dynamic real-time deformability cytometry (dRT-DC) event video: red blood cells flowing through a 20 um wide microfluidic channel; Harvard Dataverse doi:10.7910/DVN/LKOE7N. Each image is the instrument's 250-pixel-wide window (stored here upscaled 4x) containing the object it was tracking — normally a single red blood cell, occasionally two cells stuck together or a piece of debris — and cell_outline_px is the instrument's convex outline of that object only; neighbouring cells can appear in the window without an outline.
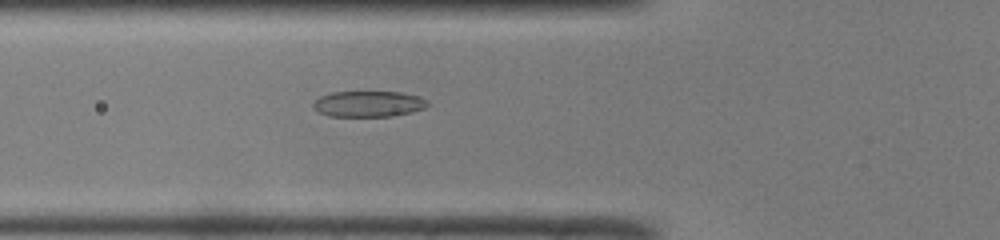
{"species": "common noctule bat (a hibernating species)", "species_latin": "Nyctalus noctula", "temperature_condition": "room temperature", "stored_images_in_passage": 36, "camera_frame_rate_fps": 3000, "um_per_image_px": 0.085, "animal": {"sex": "male", "body_mass_g": 19.0, "forearm_length_mm": 50.8}, "frame": {"image": 1, "passage_image": 5, "time_ms": 1.333, "image_size_px": [1000, 240], "cell_outline_px": [[428, 104], [424, 108], [412, 112], [392, 116], [328, 116], [312, 108], [312, 104], [320, 96], [332, 92], [400, 92], [420, 96], [428, 100]], "centroid_in_image_um": [31.32, 8.83], "position_along_channel_um": 94.5, "area_um2": 17.28}}
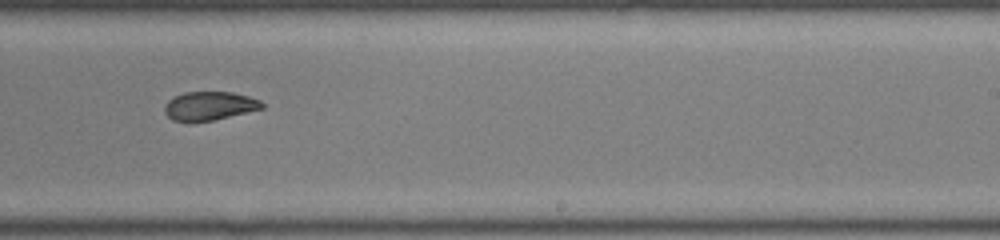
{"frame": {"image": 2, "passage_image": 18, "time_ms": 5.667, "image_size_px": [1000, 240], "cell_outline_px": [[264, 108], [212, 120], [172, 120], [164, 112], [164, 108], [168, 100], [184, 92], [232, 92], [248, 96], [260, 100], [264, 104]], "centroid_in_image_um": [17.82, 8.98], "position_along_channel_um": 271.2, "area_um2": 15.9}}
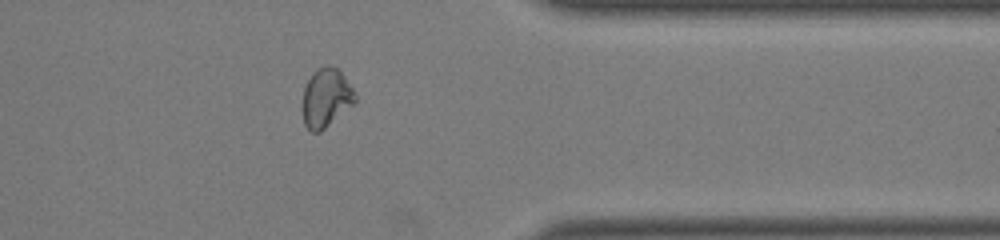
{"frame": {"image": 3, "passage_image": 27, "time_ms": 8.667, "image_size_px": [1000, 240], "cell_outline_px": [[356, 100], [352, 104], [320, 132], [312, 132], [304, 124], [300, 108], [304, 88], [312, 72], [316, 68], [328, 64], [336, 68], [344, 76], [352, 88], [356, 96]], "centroid_in_image_um": [27.65, 8.3], "position_along_channel_um": 383.7, "area_um2": 18.03}, "authors_computed_cell_mechanics": {"area_um2": 17.5712, "velocity_mm_per_s": 4.0812, "shape_relaxation_time_tau1_ms": 9.4236, "shape_relaxation_time_tau2_ms": 1.6423, "deformation_change_tau1": 0.2044, "deformation_change_tau2": 0.0607}}